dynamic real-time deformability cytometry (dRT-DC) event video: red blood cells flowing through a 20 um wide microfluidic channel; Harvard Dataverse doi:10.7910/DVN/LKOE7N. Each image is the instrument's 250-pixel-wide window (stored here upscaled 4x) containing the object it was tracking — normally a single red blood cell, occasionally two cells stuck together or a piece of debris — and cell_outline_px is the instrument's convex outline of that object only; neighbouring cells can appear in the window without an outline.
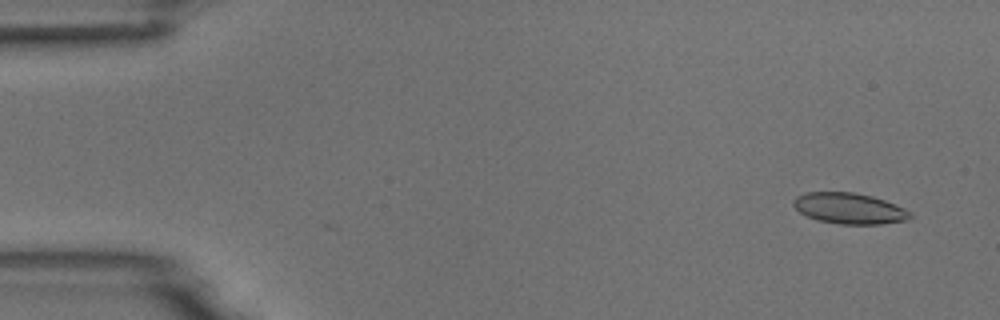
{"species": "common noctule bat (a hibernating species)", "species_latin": "Nyctalus noctula", "temperature_condition": "room temperature", "stored_images_in_passage": 52, "camera_frame_rate_fps": 3000, "um_per_image_px": 0.085, "animal": {"sex": "male", "body_mass_g": 18.8}, "frame": {"image": 1, "passage_image": 1, "time_ms": 0.0, "image_size_px": [1000, 320], "cell_outline_px": [[912, 216], [904, 220], [880, 224], [840, 224], [816, 220], [800, 212], [792, 204], [792, 200], [796, 196], [804, 192], [852, 192], [872, 196], [884, 200], [904, 208], [912, 212]], "centroid_in_image_um": [72.15, 17.71], "position_along_channel_um": 12.8, "area_um2": 20.98}}
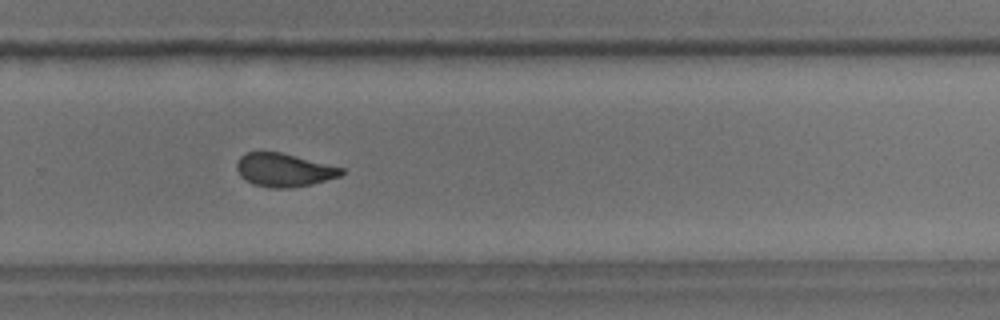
{"frame": {"image": 2, "passage_image": 34, "time_ms": 11.0, "image_size_px": [1000, 320], "cell_outline_px": [[344, 172], [340, 176], [308, 184], [288, 188], [268, 188], [252, 184], [240, 176], [236, 168], [236, 164], [240, 156], [244, 152], [280, 152], [344, 168]], "centroid_in_image_um": [24.08, 14.44], "position_along_channel_um": 305.7, "area_um2": 20.17}}
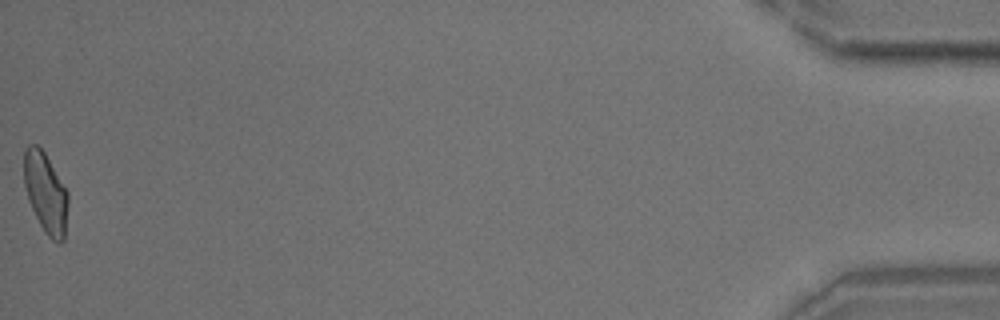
{"frame": {"image": 3, "passage_image": 52, "time_ms": 17.0, "image_size_px": [1000, 320], "cell_outline_px": [[68, 204], [64, 240], [60, 244], [56, 244], [44, 232], [28, 200], [24, 184], [24, 148], [28, 144], [36, 144], [44, 152], [68, 192]], "centroid_in_image_um": [3.88, 16.41], "position_along_channel_um": 431.3, "area_um2": 20.69}, "authors_computed_cell_mechanics": {"area_um2": 20.9814, "velocity_mm_per_s": 3.7197, "shape_relaxation_time_tau1_ms": 6.8006, "shape_relaxation_time_tau2_ms": 1.7872, "deformation_change_tau1": 0.1568, "deformation_change_tau2": 0.0739}}